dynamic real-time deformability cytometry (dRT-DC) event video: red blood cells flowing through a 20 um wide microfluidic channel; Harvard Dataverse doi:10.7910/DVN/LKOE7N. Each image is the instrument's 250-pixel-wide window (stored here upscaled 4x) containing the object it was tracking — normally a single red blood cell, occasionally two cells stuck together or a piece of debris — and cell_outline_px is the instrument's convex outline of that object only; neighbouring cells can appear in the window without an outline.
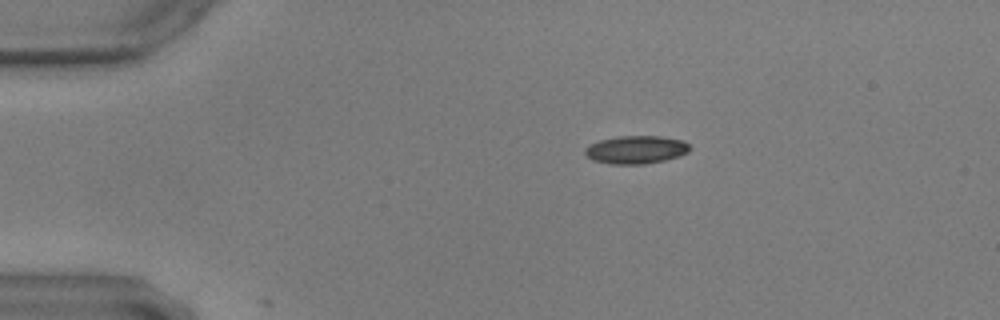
{"species": "common noctule bat (a hibernating species)", "species_latin": "Nyctalus noctula", "temperature_condition": "warm", "stored_images_in_passage": 12, "camera_frame_rate_fps": 3000, "um_per_image_px": 0.085, "animal": {"sex": "male", "body_mass_g": 17.9, "forearm_length_mm": 54.2}, "frame": {"image": 1, "passage_image": 1, "time_ms": 0.0, "image_size_px": [1000, 320], "cell_outline_px": [[688, 152], [680, 156], [664, 160], [644, 164], [612, 164], [592, 160], [584, 152], [584, 148], [588, 144], [600, 140], [616, 136], [660, 136], [684, 140], [688, 144]], "centroid_in_image_um": [54.03, 12.72], "position_along_channel_um": 31.0, "area_um2": 17.17}}